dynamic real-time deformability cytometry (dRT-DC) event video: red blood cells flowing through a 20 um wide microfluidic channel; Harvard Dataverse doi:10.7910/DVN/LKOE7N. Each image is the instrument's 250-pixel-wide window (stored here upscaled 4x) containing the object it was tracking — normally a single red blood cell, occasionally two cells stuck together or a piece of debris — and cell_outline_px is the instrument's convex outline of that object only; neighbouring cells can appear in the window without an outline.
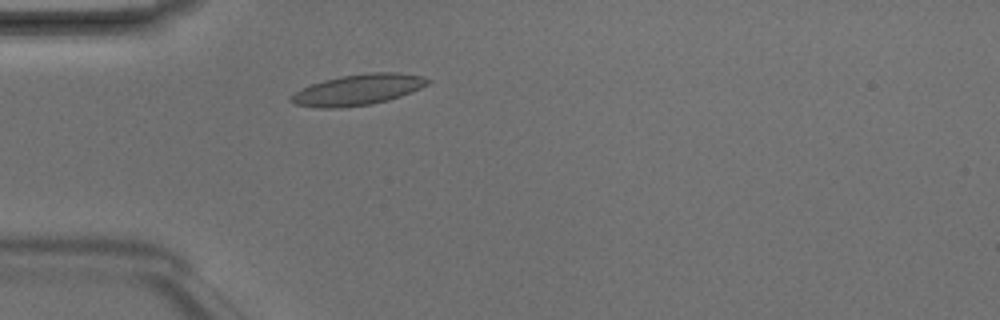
{"species": "Egyptian fruit bat (a non-hibernating species)", "species_latin": "Rousettus aegyptiacus", "temperature_condition": "room temperature", "stored_images_in_passage": 2, "camera_frame_rate_fps": 3000, "um_per_image_px": 0.085, "animal": {"sex": "male"}, "frame": {"image": 1, "passage_image": 2, "time_ms": 0.333, "image_size_px": [1000, 320], "cell_outline_px": [[432, 80], [428, 84], [412, 92], [388, 100], [372, 104], [340, 108], [320, 108], [296, 104], [288, 100], [296, 92], [312, 84], [324, 80], [340, 76], [372, 72], [396, 72], [424, 76]], "centroid_in_image_um": [30.48, 7.62], "position_along_channel_um": 54.5, "area_um2": 24.45}}